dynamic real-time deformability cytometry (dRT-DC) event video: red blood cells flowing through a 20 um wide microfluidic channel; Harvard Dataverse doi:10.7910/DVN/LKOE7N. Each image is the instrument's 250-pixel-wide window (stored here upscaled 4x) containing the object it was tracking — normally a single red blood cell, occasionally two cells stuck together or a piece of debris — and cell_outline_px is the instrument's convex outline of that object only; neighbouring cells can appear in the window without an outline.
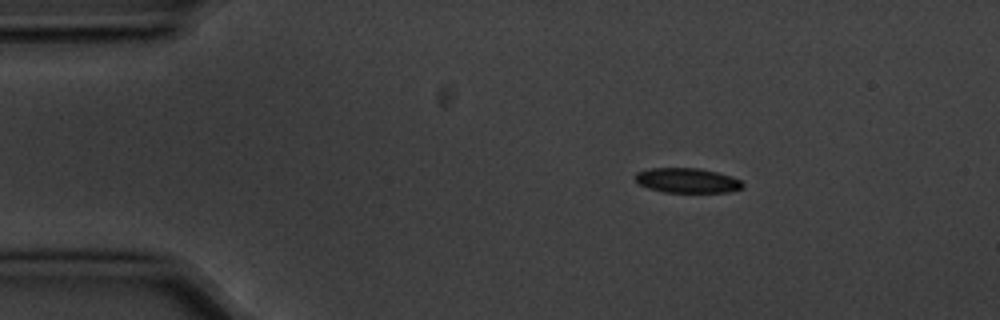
{"species": "common noctule bat (a hibernating species)", "species_latin": "Nyctalus noctula", "temperature_condition": "cold", "stored_images_in_passage": 3, "camera_frame_rate_fps": 3000, "um_per_image_px": 0.085, "animal": {"sex": "male", "body_mass_g": 20.1, "forearm_length_mm": 53.5}, "frame": {"image": 1, "passage_image": 1, "time_ms": 0.0, "image_size_px": [1000, 320], "cell_outline_px": [[744, 184], [740, 188], [728, 192], [664, 192], [648, 188], [640, 184], [636, 180], [636, 172], [652, 168], [696, 168], [716, 172], [732, 176], [740, 180]], "centroid_in_image_um": [58.41, 15.34], "position_along_channel_um": 26.6, "area_um2": 15.32}}
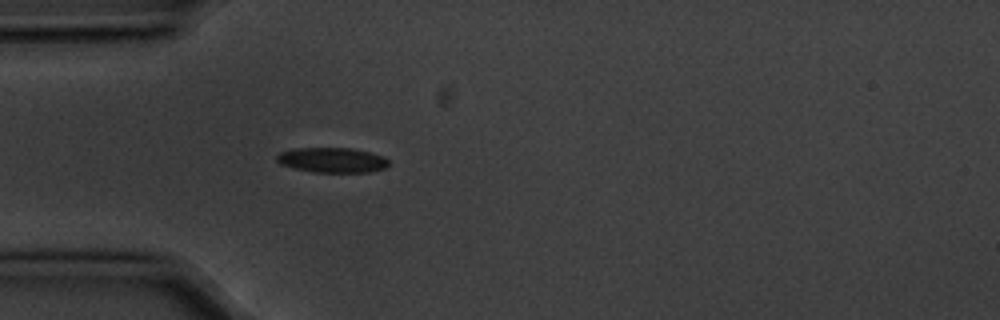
{"frame": {"image": 2, "passage_image": 3, "time_ms": 0.667, "image_size_px": [1000, 320], "cell_outline_px": [[388, 164], [384, 168], [368, 172], [312, 172], [280, 164], [276, 160], [276, 156], [280, 152], [292, 148], [352, 148], [384, 156], [388, 160]], "centroid_in_image_um": [28.21, 13.6], "position_along_channel_um": 56.8, "area_um2": 16.24}}